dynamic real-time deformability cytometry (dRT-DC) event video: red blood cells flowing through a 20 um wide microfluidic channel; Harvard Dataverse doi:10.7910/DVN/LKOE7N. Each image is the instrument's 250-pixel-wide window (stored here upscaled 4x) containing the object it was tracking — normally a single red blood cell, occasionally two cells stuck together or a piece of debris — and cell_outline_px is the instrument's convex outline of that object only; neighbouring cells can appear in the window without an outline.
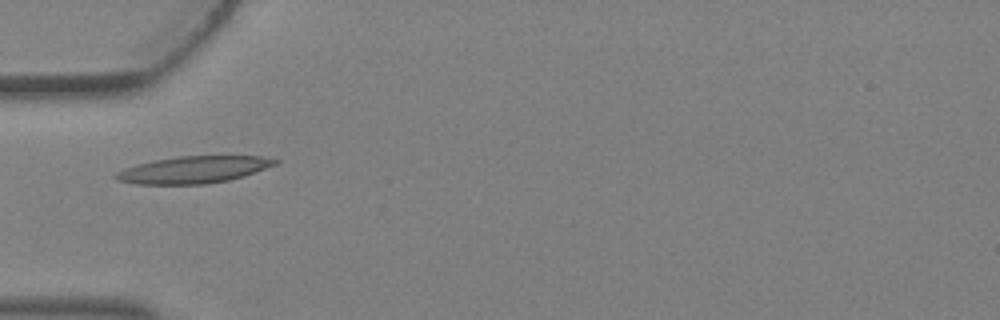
{"species": "Egyptian fruit bat (a non-hibernating species)", "species_latin": "Rousettus aegyptiacus", "temperature_condition": "warm", "stored_images_in_passage": 4, "camera_frame_rate_fps": 3000, "um_per_image_px": 0.085, "animal": {"sex": "female"}, "frame": {"image": 1, "passage_image": 3, "time_ms": 0.667, "image_size_px": [1000, 320], "cell_outline_px": [[280, 160], [276, 164], [244, 176], [228, 180], [204, 184], [136, 184], [116, 180], [112, 176], [116, 172], [124, 168], [136, 164], [156, 160], [180, 156], [260, 156]], "centroid_in_image_um": [16.41, 14.43], "position_along_channel_um": 68.6, "area_um2": 24.91}}
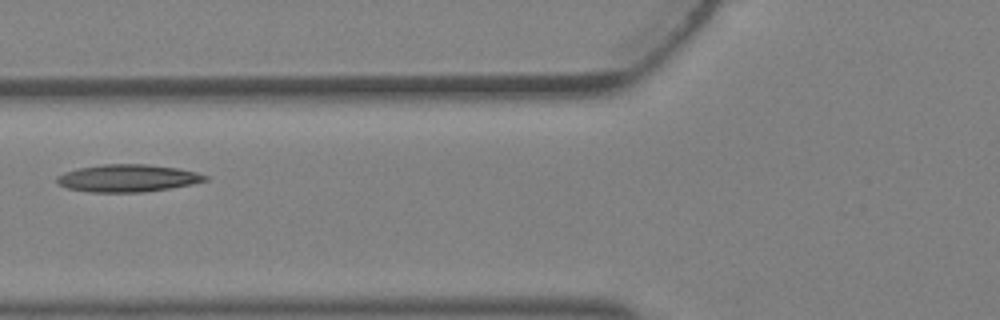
{"frame": {"image": 2, "passage_image": 4, "time_ms": 1.0, "image_size_px": [1000, 320], "cell_outline_px": [[208, 180], [192, 184], [144, 192], [88, 192], [68, 188], [60, 184], [56, 180], [56, 176], [64, 172], [80, 168], [104, 164], [148, 164], [180, 168], [196, 172], [208, 176]], "centroid_in_image_um": [10.87, 15.14], "position_along_channel_um": 114.9, "area_um2": 23.64}}